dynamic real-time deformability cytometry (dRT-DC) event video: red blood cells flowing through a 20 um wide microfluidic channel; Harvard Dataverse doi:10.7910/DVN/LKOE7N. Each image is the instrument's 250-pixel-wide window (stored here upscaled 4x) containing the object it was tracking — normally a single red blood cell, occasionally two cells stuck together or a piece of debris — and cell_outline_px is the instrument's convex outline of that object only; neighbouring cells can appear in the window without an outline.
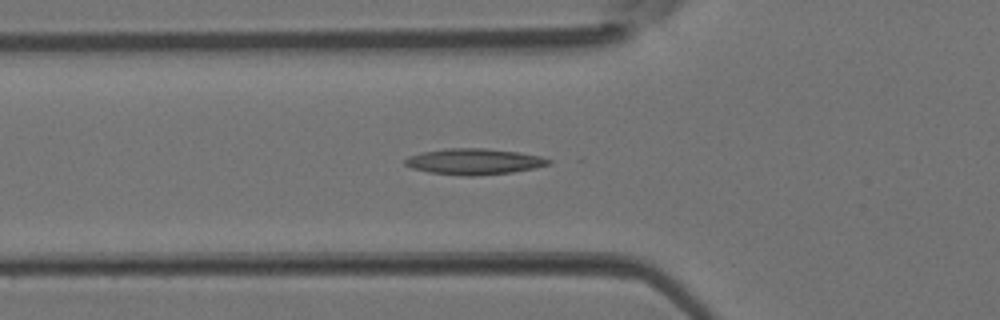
{"species": "Egyptian fruit bat (a non-hibernating species)", "species_latin": "Rousettus aegyptiacus", "temperature_condition": "room temperature", "stored_images_in_passage": 41, "camera_frame_rate_fps": 3000, "um_per_image_px": 0.085, "animal": {"sex": "female"}, "frame": {"image": 1, "passage_image": 13, "time_ms": 4.0, "image_size_px": [1000, 320], "cell_outline_px": [[552, 164], [536, 168], [512, 172], [472, 176], [464, 176], [428, 172], [412, 168], [404, 164], [404, 160], [408, 156], [424, 152], [448, 148], [484, 148], [516, 152], [540, 156], [552, 160]], "centroid_in_image_um": [40.31, 13.74], "position_along_channel_um": 85.5, "area_um2": 21.68}}
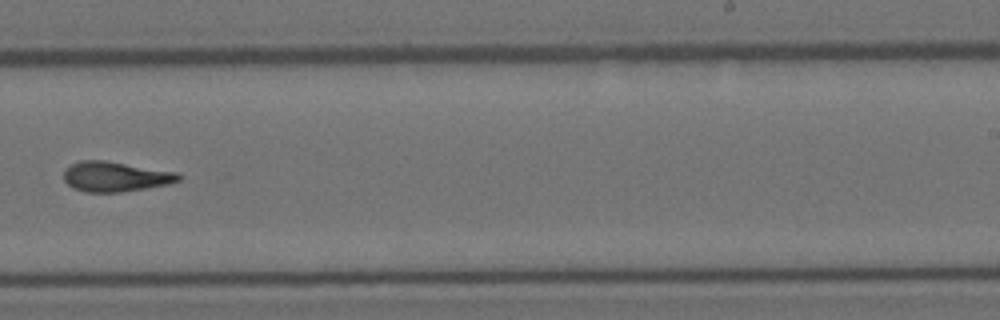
{"frame": {"image": 2, "passage_image": 25, "time_ms": 8.0, "image_size_px": [1000, 320], "cell_outline_px": [[180, 180], [168, 184], [120, 192], [84, 192], [72, 188], [64, 180], [64, 172], [72, 164], [80, 160], [104, 160], [176, 172], [180, 176]], "centroid_in_image_um": [9.77, 15.01], "position_along_channel_um": 279.2, "area_um2": 19.83}}
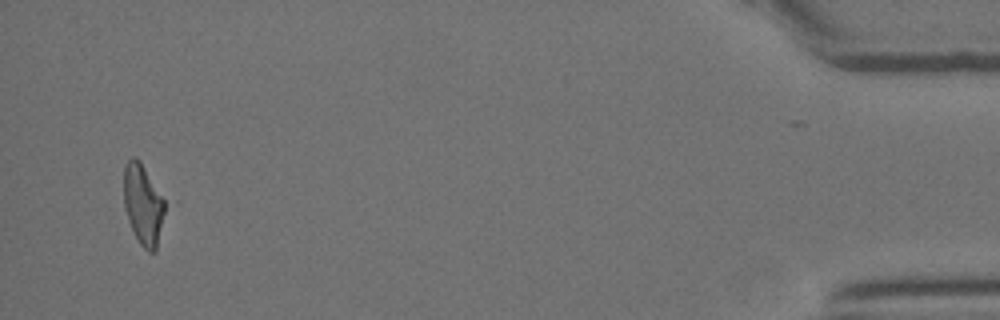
{"frame": {"image": 3, "passage_image": 39, "time_ms": 12.667, "image_size_px": [1000, 320], "cell_outline_px": [[164, 212], [156, 252], [148, 252], [140, 244], [128, 220], [124, 208], [124, 168], [128, 160], [132, 156], [136, 156], [140, 160], [164, 200]], "centroid_in_image_um": [12.14, 17.37], "position_along_channel_um": 423.1, "area_um2": 19.02}}